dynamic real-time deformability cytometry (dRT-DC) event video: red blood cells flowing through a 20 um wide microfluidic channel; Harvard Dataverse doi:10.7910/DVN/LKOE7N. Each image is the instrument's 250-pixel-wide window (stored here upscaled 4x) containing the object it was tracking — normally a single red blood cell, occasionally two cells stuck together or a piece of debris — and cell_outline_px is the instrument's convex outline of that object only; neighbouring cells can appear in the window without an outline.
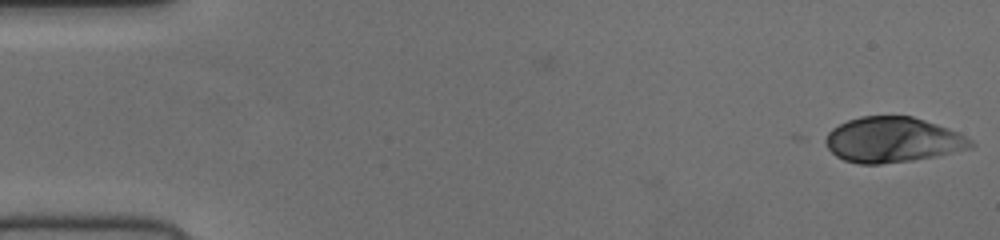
{"species": "human", "species_latin": "Homo sapiens", "temperature_condition": "cold", "stored_images_in_passage": 52, "camera_frame_rate_fps": 3000, "um_per_image_px": 0.085, "donor": {"sex": "female"}, "frame": {"image": 1, "passage_image": 1, "time_ms": 0.0, "image_size_px": [1000, 240], "cell_outline_px": [[976, 144], [972, 148], [936, 156], [912, 160], [880, 164], [860, 164], [844, 160], [836, 156], [828, 148], [824, 140], [828, 132], [832, 128], [848, 120], [860, 116], [912, 116], [948, 128], [972, 140]], "centroid_in_image_um": [75.87, 11.89], "position_along_channel_um": 9.1, "area_um2": 38.21}}
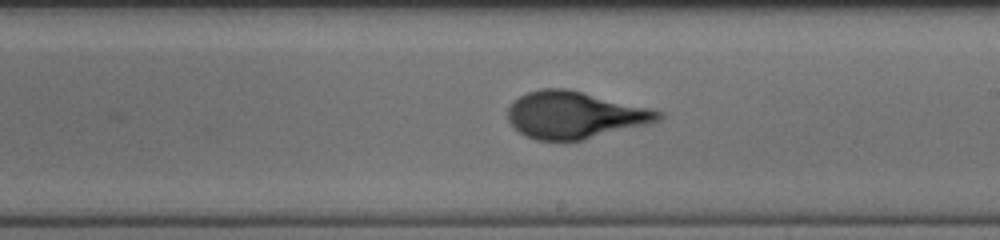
{"frame": {"image": 2, "passage_image": 30, "time_ms": 9.667, "image_size_px": [1000, 240], "cell_outline_px": [[664, 116], [660, 120], [648, 124], [584, 140], [536, 140], [524, 136], [508, 120], [508, 108], [520, 96], [528, 92], [540, 88], [568, 88], [652, 108], [664, 112]], "centroid_in_image_um": [48.9, 9.77], "position_along_channel_um": 240.1, "area_um2": 41.44}}
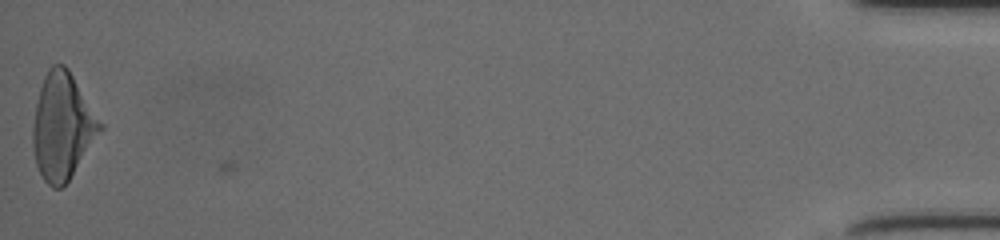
{"frame": {"image": 3, "passage_image": 52, "time_ms": 17.0, "image_size_px": [1000, 240], "cell_outline_px": [[104, 128], [68, 180], [60, 188], [52, 188], [44, 180], [36, 164], [32, 144], [32, 128], [36, 104], [40, 88], [44, 76], [48, 68], [52, 64], [64, 64], [68, 68], [104, 124]], "centroid_in_image_um": [5.31, 10.72], "position_along_channel_um": 429.9, "area_um2": 41.67}}